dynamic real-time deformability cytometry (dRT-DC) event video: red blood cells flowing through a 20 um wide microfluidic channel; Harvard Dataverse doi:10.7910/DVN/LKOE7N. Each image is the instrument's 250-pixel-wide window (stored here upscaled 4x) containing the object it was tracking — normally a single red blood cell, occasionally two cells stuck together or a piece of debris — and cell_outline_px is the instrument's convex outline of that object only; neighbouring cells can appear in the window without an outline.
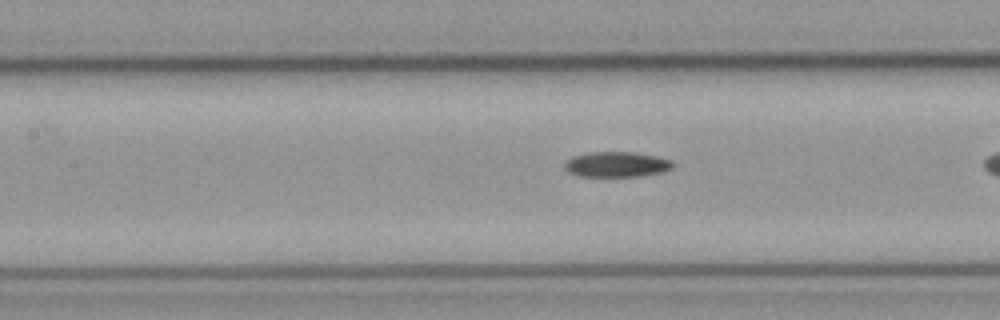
{"species": "common noctule bat (a hibernating species)", "species_latin": "Nyctalus noctula", "temperature_condition": "cold", "stored_images_in_passage": 23, "camera_frame_rate_fps": 3000, "um_per_image_px": 0.085, "animal": {"sex": "male", "body_mass_g": 23.1, "forearm_length_mm": 52.7}, "frame": {"image": 1, "passage_image": 22, "time_ms": 7.0, "image_size_px": [1000, 320], "cell_outline_px": [[672, 168], [664, 172], [640, 176], [580, 176], [568, 172], [564, 168], [564, 160], [572, 156], [588, 152], [632, 152], [656, 156], [672, 160]], "centroid_in_image_um": [52.37, 13.97], "position_along_channel_um": 155.0, "area_um2": 16.07}}